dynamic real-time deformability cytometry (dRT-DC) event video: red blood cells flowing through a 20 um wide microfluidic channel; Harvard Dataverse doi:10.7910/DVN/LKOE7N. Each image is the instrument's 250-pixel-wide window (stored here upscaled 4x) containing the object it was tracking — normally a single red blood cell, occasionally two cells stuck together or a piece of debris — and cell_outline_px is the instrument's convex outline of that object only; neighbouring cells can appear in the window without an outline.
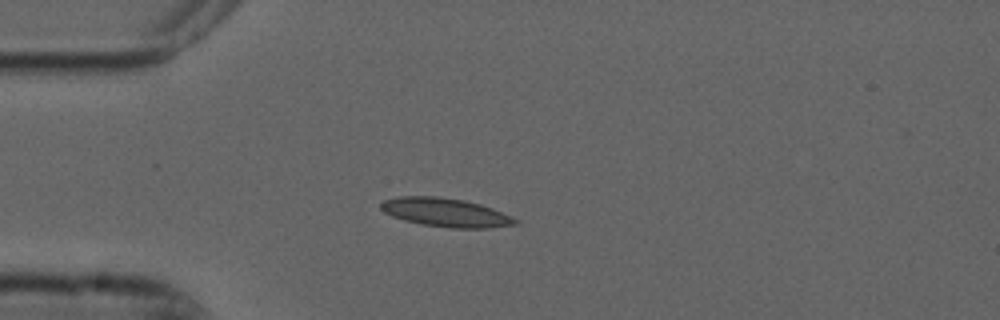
{"species": "common noctule bat (a hibernating species)", "species_latin": "Nyctalus noctula", "temperature_condition": "cold", "stored_images_in_passage": 5, "camera_frame_rate_fps": 3000, "um_per_image_px": 0.085, "animal": {"sex": "male", "forearm_length_mm": 52.5}, "frame": {"image": 1, "passage_image": 5, "time_ms": 1.333, "image_size_px": [1000, 320], "cell_outline_px": [[520, 224], [488, 228], [452, 228], [424, 224], [404, 220], [392, 216], [384, 212], [380, 208], [380, 204], [384, 200], [400, 196], [440, 196], [464, 200], [480, 204], [492, 208], [520, 220]], "centroid_in_image_um": [37.91, 18.05], "position_along_channel_um": 47.1, "area_um2": 22.48}}